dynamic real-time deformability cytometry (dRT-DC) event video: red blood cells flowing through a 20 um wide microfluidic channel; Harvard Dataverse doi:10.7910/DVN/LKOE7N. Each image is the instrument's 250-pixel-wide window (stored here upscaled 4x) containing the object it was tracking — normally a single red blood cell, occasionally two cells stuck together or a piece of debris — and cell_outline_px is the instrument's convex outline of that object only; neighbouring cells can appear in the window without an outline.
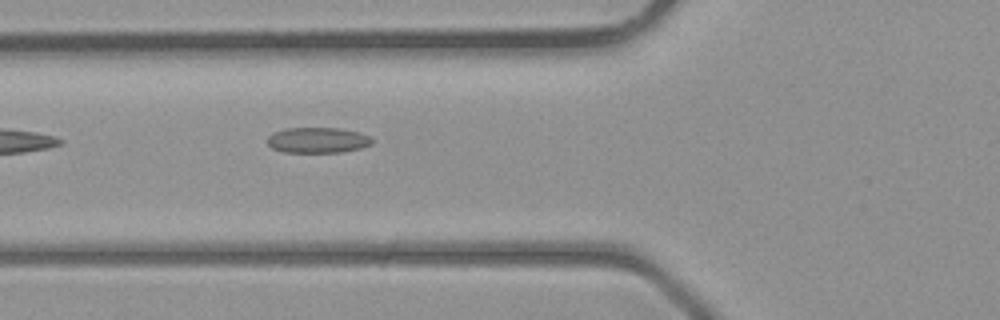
{"species": "common noctule bat (a hibernating species)", "species_latin": "Nyctalus noctula", "temperature_condition": "room temperature", "stored_images_in_passage": 5, "camera_frame_rate_fps": 3000, "um_per_image_px": 0.085, "animal": {"sex": "male", "body_mass_g": 23.1, "forearm_length_mm": 52.7}, "frame": {"image": 1, "passage_image": 5, "time_ms": 4.667, "image_size_px": [1000, 320], "cell_outline_px": [[372, 144], [360, 148], [340, 152], [284, 152], [272, 148], [268, 144], [268, 136], [272, 132], [288, 128], [340, 128], [360, 132], [368, 136], [372, 140]], "centroid_in_image_um": [26.99, 11.91], "position_along_channel_um": 98.8, "area_um2": 15.55}}